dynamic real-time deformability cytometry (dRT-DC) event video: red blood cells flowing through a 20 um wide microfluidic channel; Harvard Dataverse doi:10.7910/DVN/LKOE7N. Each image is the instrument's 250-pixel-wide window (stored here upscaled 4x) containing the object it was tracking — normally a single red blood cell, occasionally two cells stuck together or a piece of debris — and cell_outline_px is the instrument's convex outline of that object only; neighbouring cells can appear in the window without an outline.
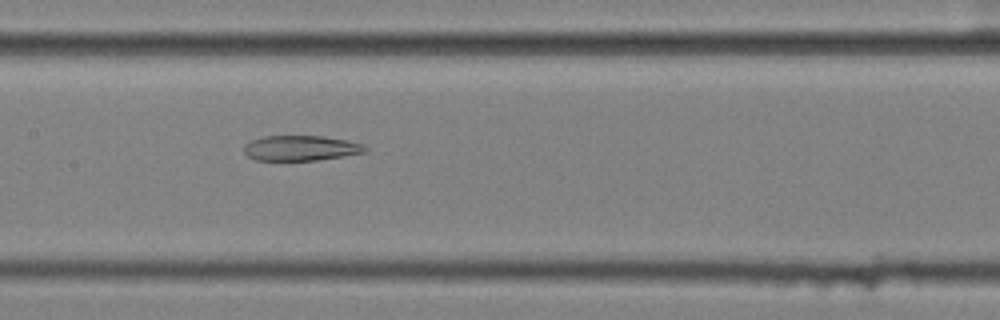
{"species": "common noctule bat (a hibernating species)", "species_latin": "Nyctalus noctula", "temperature_condition": "cold", "stored_images_in_passage": 53, "segment_of_instrument_passage": [2, 2], "camera_frame_rate_fps": 3000, "um_per_image_px": 0.085, "animal": {"sex": "female", "body_mass_g": 25.1}, "frame": {"image": 1, "passage_image": 24, "time_ms": 7.667, "image_size_px": [1000, 320], "cell_outline_px": [[368, 152], [344, 156], [316, 160], [256, 160], [248, 156], [244, 152], [244, 144], [252, 140], [264, 136], [324, 136], [344, 140], [360, 144], [368, 148]], "centroid_in_image_um": [25.56, 12.59], "position_along_channel_um": 181.8, "area_um2": 17.69}}
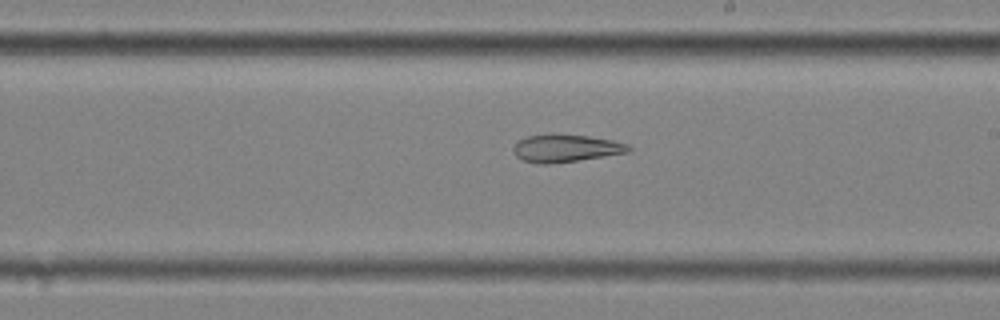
{"frame": {"image": 2, "passage_image": 29, "time_ms": 9.333, "image_size_px": [1000, 320], "cell_outline_px": [[632, 148], [628, 152], [604, 156], [548, 164], [540, 164], [520, 160], [512, 152], [512, 148], [520, 140], [528, 136], [588, 136], [612, 140], [628, 144]], "centroid_in_image_um": [48.08, 12.63], "position_along_channel_um": 240.9, "area_um2": 17.86}}
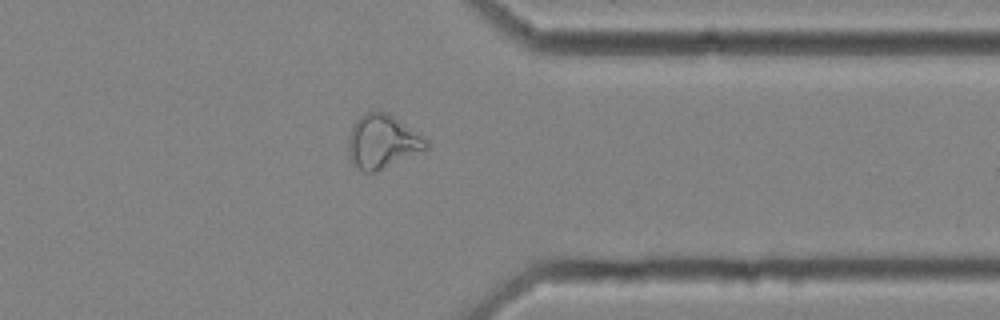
{"frame": {"image": 3, "passage_image": 41, "time_ms": 13.333, "image_size_px": [1000, 320], "cell_outline_px": [[428, 148], [372, 172], [364, 172], [356, 164], [348, 148], [348, 136], [352, 124], [364, 112], [372, 108], [384, 112], [392, 116], [424, 136], [428, 140]], "centroid_in_image_um": [32.49, 11.96], "position_along_channel_um": 378.9, "area_um2": 23.81}}